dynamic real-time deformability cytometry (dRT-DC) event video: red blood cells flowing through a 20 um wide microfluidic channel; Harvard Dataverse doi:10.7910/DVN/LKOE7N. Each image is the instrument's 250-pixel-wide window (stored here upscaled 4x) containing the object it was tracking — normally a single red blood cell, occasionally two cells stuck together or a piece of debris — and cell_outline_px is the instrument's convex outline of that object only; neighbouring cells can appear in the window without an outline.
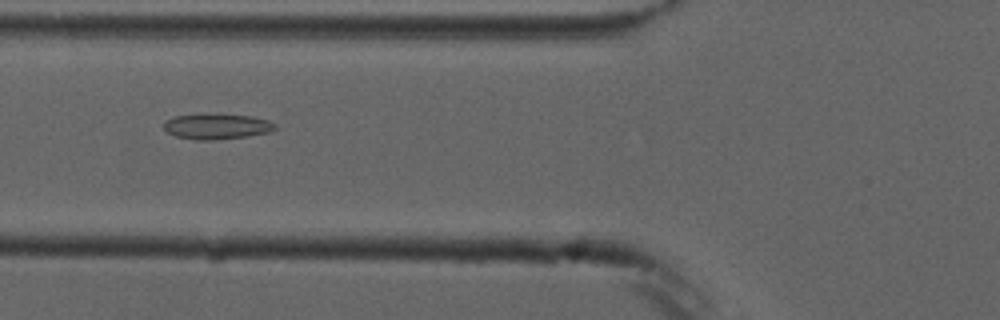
{"species": "common noctule bat (a hibernating species)", "species_latin": "Nyctalus noctula", "temperature_condition": "cold", "stored_images_in_passage": 6, "camera_frame_rate_fps": 3000, "um_per_image_px": 0.085, "animal": {"sex": "male", "forearm_length_mm": 52.5}, "frame": {"image": 1, "passage_image": 6, "time_ms": 6.0, "image_size_px": [1000, 320], "cell_outline_px": [[276, 128], [268, 132], [248, 136], [212, 140], [196, 140], [176, 136], [168, 132], [164, 128], [164, 120], [176, 116], [252, 116], [268, 120], [276, 124]], "centroid_in_image_um": [18.44, 10.78], "position_along_channel_um": 107.4, "area_um2": 15.78}}